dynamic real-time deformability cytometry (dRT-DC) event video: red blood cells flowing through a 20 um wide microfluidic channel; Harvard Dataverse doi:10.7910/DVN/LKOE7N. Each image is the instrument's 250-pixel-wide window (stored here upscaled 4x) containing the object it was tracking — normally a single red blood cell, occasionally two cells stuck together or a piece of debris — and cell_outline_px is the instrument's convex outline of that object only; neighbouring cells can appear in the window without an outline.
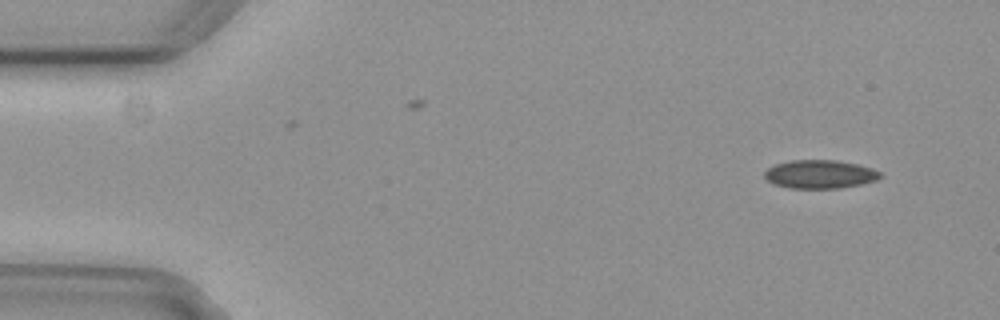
{"species": "common noctule bat (a hibernating species)", "species_latin": "Nyctalus noctula", "temperature_condition": "cold", "stored_images_in_passage": 4, "camera_frame_rate_fps": 3000, "um_per_image_px": 0.085, "animal": {"sex": "female", "body_mass_g": 29.2, "forearm_length_mm": 56.3}, "frame": {"image": 1, "passage_image": 1, "time_ms": 0.0, "image_size_px": [1000, 320], "cell_outline_px": [[880, 176], [876, 180], [860, 184], [840, 188], [792, 188], [776, 184], [768, 180], [764, 176], [764, 172], [768, 168], [776, 164], [792, 160], [836, 160], [856, 164], [872, 168], [880, 172]], "centroid_in_image_um": [69.69, 14.8], "position_along_channel_um": 15.3, "area_um2": 18.9}}
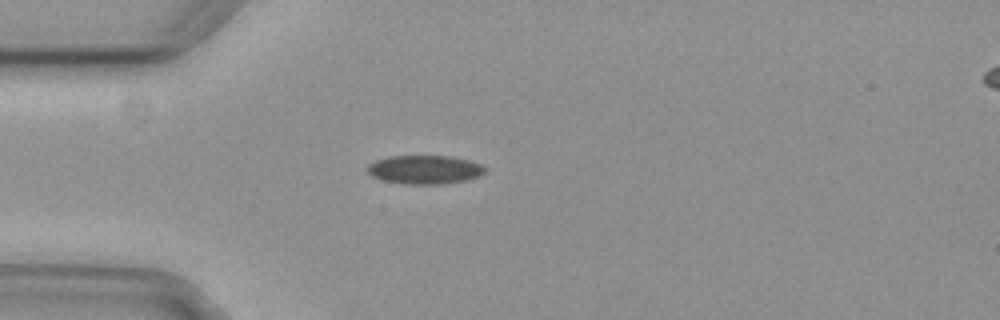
{"frame": {"image": 2, "passage_image": 3, "time_ms": 0.667, "image_size_px": [1000, 320], "cell_outline_px": [[488, 168], [480, 176], [464, 180], [440, 184], [404, 184], [384, 180], [372, 176], [364, 168], [368, 164], [376, 160], [388, 156], [452, 156], [468, 160], [480, 164]], "centroid_in_image_um": [36.08, 14.41], "position_along_channel_um": 48.9, "area_um2": 19.71}}